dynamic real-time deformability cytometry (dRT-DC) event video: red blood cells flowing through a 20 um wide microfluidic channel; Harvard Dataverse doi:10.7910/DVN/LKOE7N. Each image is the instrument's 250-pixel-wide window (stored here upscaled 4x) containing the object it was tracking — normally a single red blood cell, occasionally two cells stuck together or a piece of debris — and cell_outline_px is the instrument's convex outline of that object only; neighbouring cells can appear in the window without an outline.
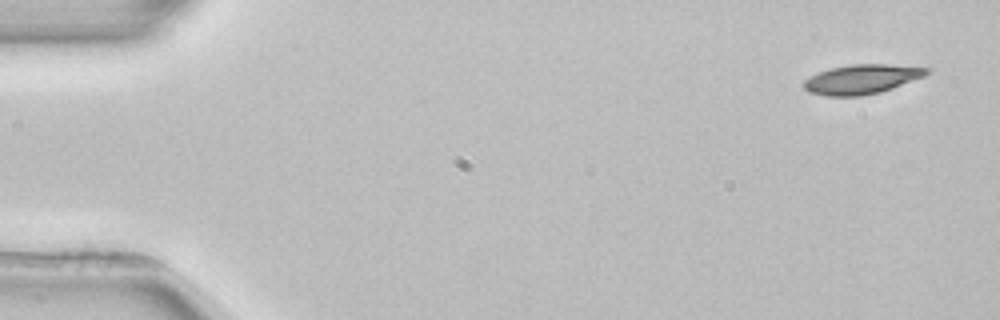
{"species": "common noctule bat (a hibernating species)", "species_latin": "Nyctalus noctula", "temperature_condition": "room temperature", "stored_images_in_passage": 4, "camera_frame_rate_fps": 3000, "um_per_image_px": 0.085, "animal": {"sex": "female", "body_mass_g": 22.7, "forearm_length_mm": 54.2}, "frame": {"image": 1, "passage_image": 1, "time_ms": 0.0, "image_size_px": [1000, 320], "cell_outline_px": [[932, 68], [924, 76], [892, 88], [880, 92], [860, 96], [824, 96], [808, 92], [804, 88], [804, 80], [820, 72], [832, 68], [852, 64], [888, 64]], "centroid_in_image_um": [73.25, 6.74], "position_along_channel_um": 11.7, "area_um2": 20.92}}
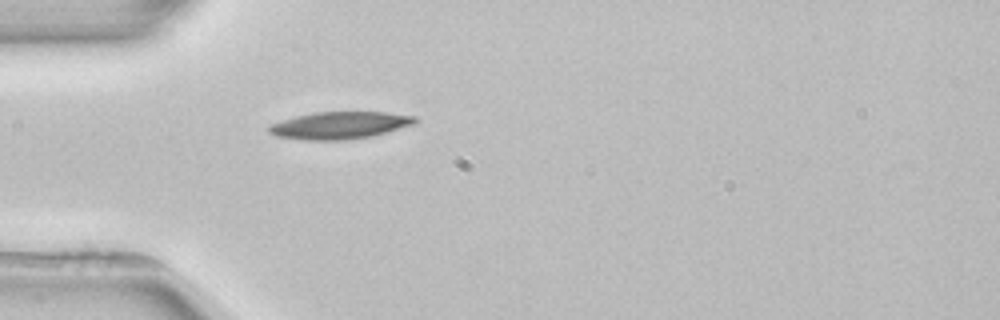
{"frame": {"image": 2, "passage_image": 4, "time_ms": 4.333, "image_size_px": [1000, 320], "cell_outline_px": [[420, 120], [416, 124], [372, 136], [344, 140], [304, 140], [276, 136], [268, 132], [268, 124], [296, 116], [312, 112], [384, 112], [416, 116]], "centroid_in_image_um": [28.89, 10.65], "position_along_channel_um": 56.1, "area_um2": 23.41}}